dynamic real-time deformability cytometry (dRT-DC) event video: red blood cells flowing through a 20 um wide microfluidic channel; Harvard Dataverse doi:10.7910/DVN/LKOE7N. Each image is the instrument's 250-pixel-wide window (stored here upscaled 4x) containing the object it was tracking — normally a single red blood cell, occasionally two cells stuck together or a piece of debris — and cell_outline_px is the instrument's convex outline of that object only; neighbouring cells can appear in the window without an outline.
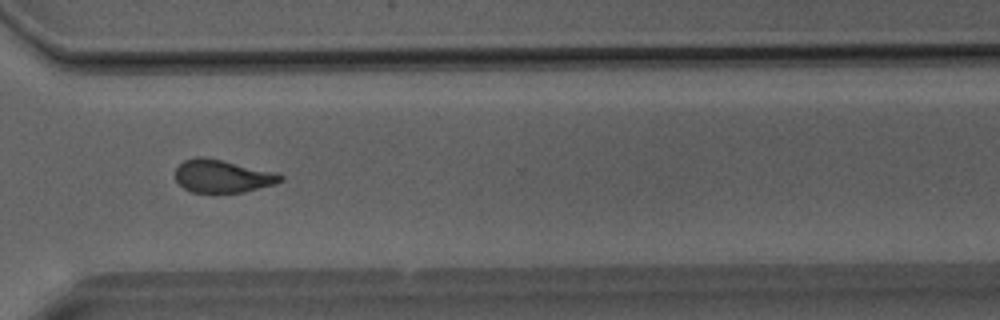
{"species": "Egyptian fruit bat (a non-hibernating species)", "species_latin": "Rousettus aegyptiacus", "temperature_condition": "room temperature", "stored_images_in_passage": 40, "camera_frame_rate_fps": 3000, "um_per_image_px": 0.085, "animal": {"sex": "male"}, "frame": {"image": 1, "passage_image": 29, "time_ms": 9.333, "image_size_px": [1000, 320], "cell_outline_px": [[284, 180], [272, 184], [244, 192], [216, 196], [192, 192], [184, 188], [176, 180], [176, 168], [184, 160], [196, 156], [204, 156], [276, 172], [284, 176]], "centroid_in_image_um": [18.88, 15.01], "position_along_channel_um": 351.7, "area_um2": 20.75}}
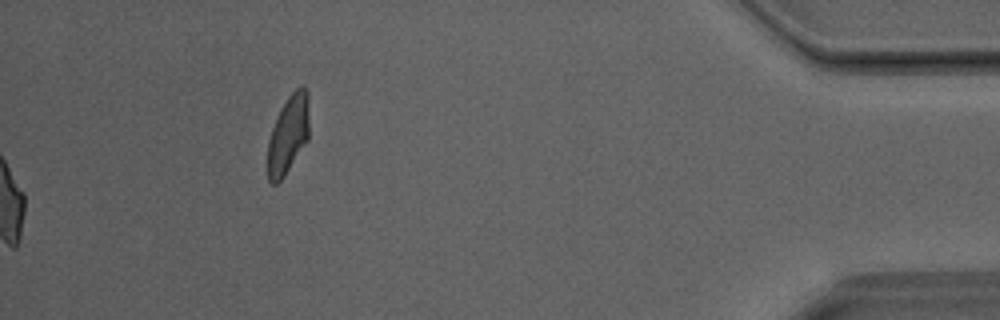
{"frame": {"image": 2, "passage_image": 40, "time_ms": 13.0, "image_size_px": [1000, 320], "cell_outline_px": [[308, 140], [284, 176], [276, 184], [272, 184], [268, 180], [268, 140], [272, 128], [280, 108], [288, 96], [300, 84], [304, 84], [308, 92]], "centroid_in_image_um": [24.5, 11.39], "position_along_channel_um": 410.7, "area_um2": 19.02}}